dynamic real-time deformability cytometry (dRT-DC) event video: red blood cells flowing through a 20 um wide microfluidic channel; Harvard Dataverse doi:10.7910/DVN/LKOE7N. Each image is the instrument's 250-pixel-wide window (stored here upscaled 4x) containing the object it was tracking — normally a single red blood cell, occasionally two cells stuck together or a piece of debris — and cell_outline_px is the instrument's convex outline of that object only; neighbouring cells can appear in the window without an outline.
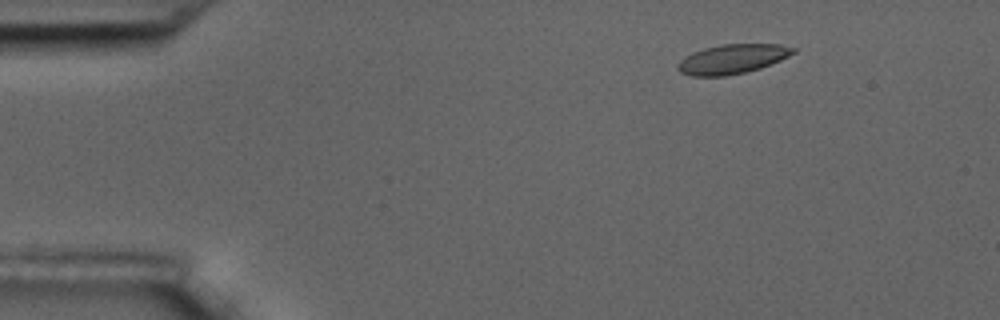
{"species": "common noctule bat (a hibernating species)", "species_latin": "Nyctalus noctula", "temperature_condition": "room temperature", "stored_images_in_passage": 7, "camera_frame_rate_fps": 3000, "um_per_image_px": 0.085, "animal": {"sex": "male", "body_mass_g": 17.5, "forearm_length_mm": 52.3}, "frame": {"image": 1, "passage_image": 2, "time_ms": 1.0, "image_size_px": [1000, 320], "cell_outline_px": [[796, 52], [780, 60], [760, 68], [728, 76], [692, 76], [680, 72], [676, 68], [680, 60], [684, 56], [692, 52], [704, 48], [720, 44], [780, 44], [796, 48]], "centroid_in_image_um": [62.22, 5.01], "position_along_channel_um": 22.8, "area_um2": 19.88}}
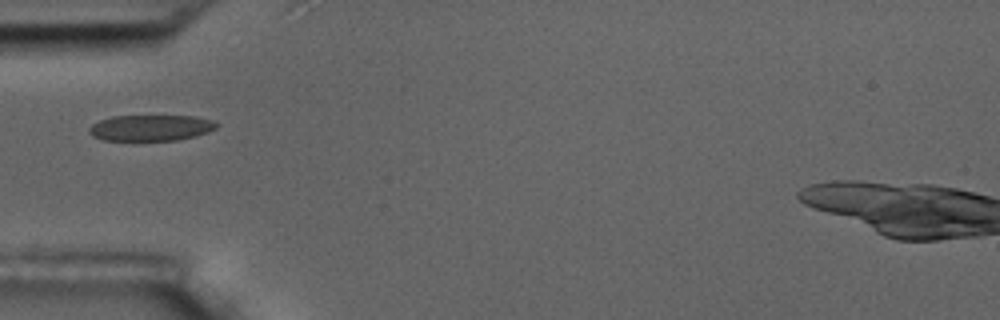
{"frame": {"image": 2, "passage_image": 5, "time_ms": 4.667, "image_size_px": [1000, 320], "cell_outline_px": [[220, 124], [216, 128], [208, 132], [196, 136], [176, 140], [104, 140], [92, 136], [88, 132], [88, 128], [92, 124], [100, 120], [112, 116], [196, 116], [212, 120]], "centroid_in_image_um": [12.83, 10.86], "position_along_channel_um": 72.2, "area_um2": 19.36}}